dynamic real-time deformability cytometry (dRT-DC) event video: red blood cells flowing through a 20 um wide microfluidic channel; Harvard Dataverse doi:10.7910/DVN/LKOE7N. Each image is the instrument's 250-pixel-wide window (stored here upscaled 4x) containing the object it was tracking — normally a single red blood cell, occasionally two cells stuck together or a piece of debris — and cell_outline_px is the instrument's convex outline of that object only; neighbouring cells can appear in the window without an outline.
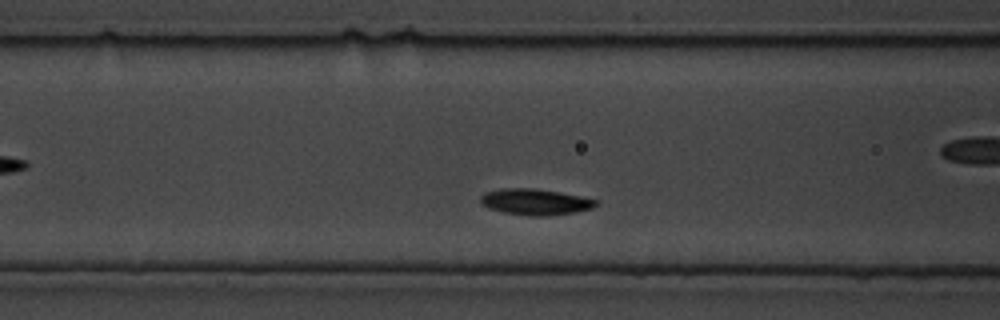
{"species": "common noctule bat (a hibernating species)", "species_latin": "Nyctalus noctula", "temperature_condition": "cold", "stored_images_in_passage": 6, "camera_frame_rate_fps": 3000, "um_per_image_px": 0.085, "animal": {"sex": "male", "body_mass_g": 19.5, "forearm_length_mm": 54.6}, "frame": {"image": 1, "passage_image": 4, "time_ms": 1.0, "image_size_px": [1000, 320], "cell_outline_px": [[600, 204], [592, 208], [572, 212], [544, 216], [528, 216], [504, 212], [488, 208], [480, 204], [480, 196], [484, 192], [500, 188], [536, 188], [560, 192], [580, 196], [596, 200]], "centroid_in_image_um": [45.44, 17.15], "position_along_channel_um": 121.2, "area_um2": 17.63}}